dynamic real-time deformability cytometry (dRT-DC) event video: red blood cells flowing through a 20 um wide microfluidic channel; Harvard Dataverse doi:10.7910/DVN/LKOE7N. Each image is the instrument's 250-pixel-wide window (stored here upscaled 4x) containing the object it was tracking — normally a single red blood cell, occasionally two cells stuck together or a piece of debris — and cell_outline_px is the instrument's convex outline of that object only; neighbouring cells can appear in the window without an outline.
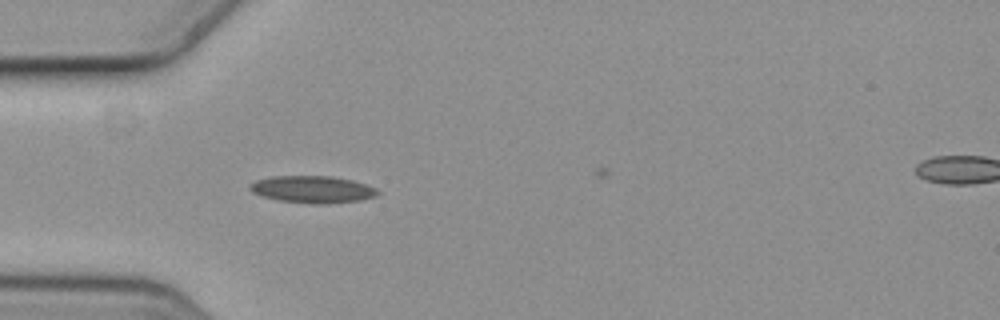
{"species": "common noctule bat (a hibernating species)", "species_latin": "Nyctalus noctula", "temperature_condition": "cold", "stored_images_in_passage": 5, "camera_frame_rate_fps": 3000, "um_per_image_px": 0.085, "animal": {"sex": "female", "body_mass_g": 19.3, "forearm_length_mm": 54.1}, "frame": {"image": 1, "passage_image": 4, "time_ms": 1.0, "image_size_px": [1000, 320], "cell_outline_px": [[380, 192], [376, 196], [360, 200], [328, 204], [312, 204], [280, 200], [264, 196], [252, 192], [248, 188], [248, 184], [256, 180], [272, 176], [332, 176], [352, 180], [376, 188]], "centroid_in_image_um": [26.56, 16.09], "position_along_channel_um": 58.4, "area_um2": 20.17}}